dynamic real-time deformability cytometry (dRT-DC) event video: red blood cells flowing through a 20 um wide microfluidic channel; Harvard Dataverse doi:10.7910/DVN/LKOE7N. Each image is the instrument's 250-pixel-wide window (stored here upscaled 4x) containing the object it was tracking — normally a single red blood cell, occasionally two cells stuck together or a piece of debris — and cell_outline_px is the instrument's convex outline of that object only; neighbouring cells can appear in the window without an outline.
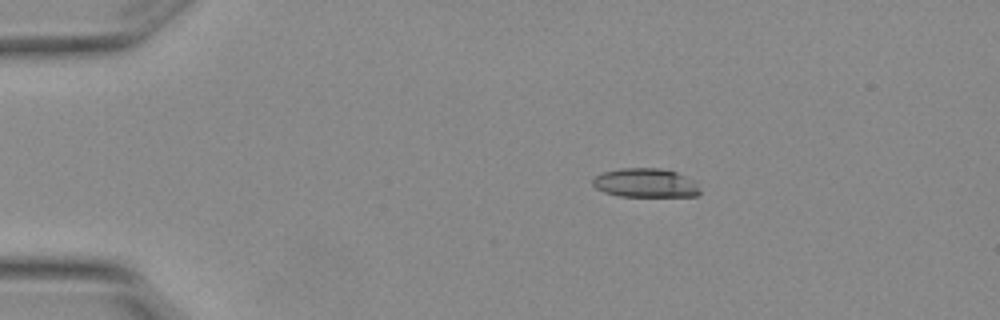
{"species": "Egyptian fruit bat (a non-hibernating species)", "species_latin": "Rousettus aegyptiacus", "temperature_condition": "warm", "stored_images_in_passage": 6, "camera_frame_rate_fps": 3000, "um_per_image_px": 0.085, "animal": {"sex": "female"}, "frame": {"image": 1, "passage_image": 1, "time_ms": 0.0, "image_size_px": [1000, 320], "cell_outline_px": [[700, 192], [696, 196], [620, 196], [604, 192], [596, 188], [592, 184], [592, 180], [596, 176], [604, 172], [620, 168], [660, 168], [676, 172], [696, 180]], "centroid_in_image_um": [54.89, 15.54], "position_along_channel_um": 30.1, "area_um2": 18.15}}
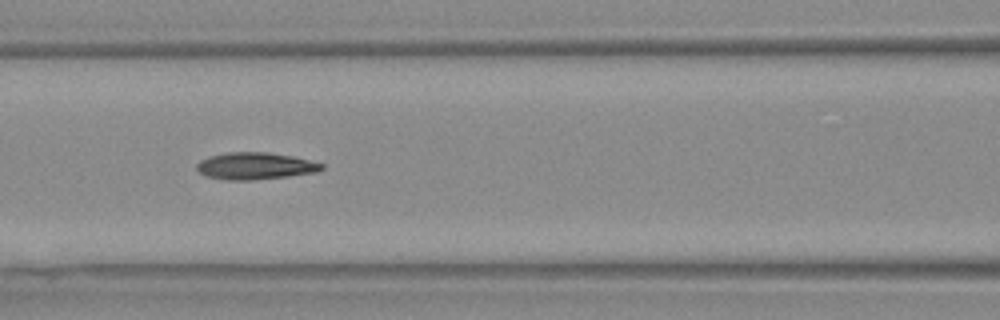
{"frame": {"image": 2, "passage_image": 5, "time_ms": 1.333, "image_size_px": [1000, 320], "cell_outline_px": [[324, 168], [316, 172], [288, 176], [252, 180], [228, 180], [204, 176], [196, 168], [196, 164], [200, 160], [212, 156], [228, 152], [268, 152], [292, 156], [324, 164]], "centroid_in_image_um": [21.68, 14.11], "position_along_channel_um": 144.9, "area_um2": 19.54}}
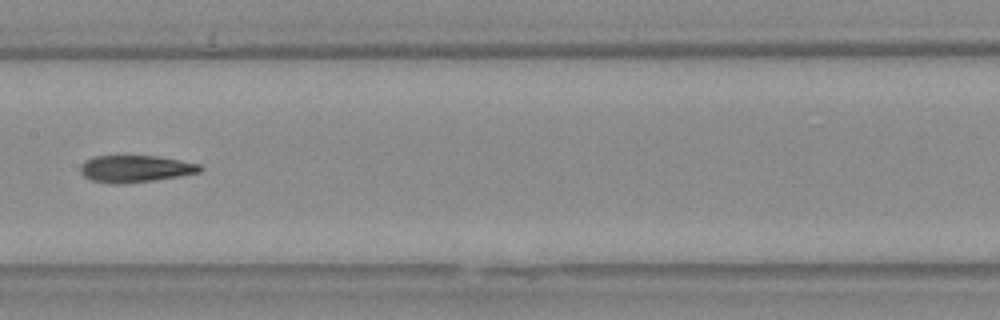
{"frame": {"image": 3, "passage_image": 6, "time_ms": 1.667, "image_size_px": [1000, 320], "cell_outline_px": [[204, 168], [200, 172], [180, 176], [124, 184], [112, 184], [92, 180], [84, 176], [80, 172], [80, 168], [84, 160], [92, 156], [156, 156], [200, 164]], "centroid_in_image_um": [11.49, 14.34], "position_along_channel_um": 195.9, "area_um2": 18.79}}